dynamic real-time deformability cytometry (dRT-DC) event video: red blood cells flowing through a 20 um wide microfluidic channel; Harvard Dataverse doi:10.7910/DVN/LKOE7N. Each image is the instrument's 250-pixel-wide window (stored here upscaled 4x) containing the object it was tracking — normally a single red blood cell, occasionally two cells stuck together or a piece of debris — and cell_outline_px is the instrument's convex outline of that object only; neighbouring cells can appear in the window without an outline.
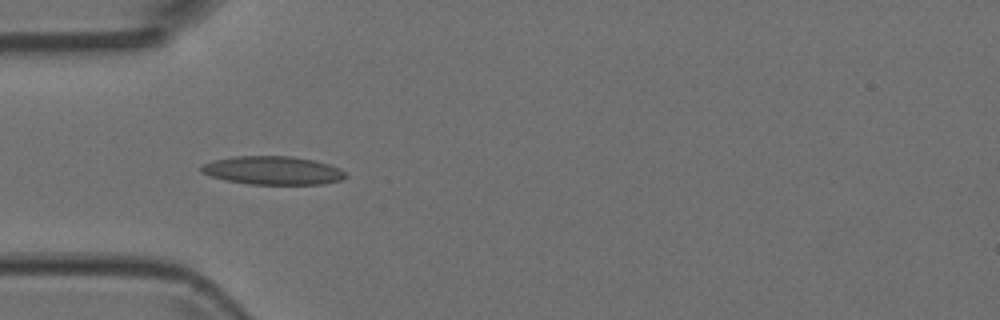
{"species": "Egyptian fruit bat (a non-hibernating species)", "species_latin": "Rousettus aegyptiacus", "temperature_condition": "room temperature", "stored_images_in_passage": 5, "camera_frame_rate_fps": 3000, "um_per_image_px": 0.085, "animal": {"sex": "female"}, "frame": {"image": 1, "passage_image": 4, "time_ms": 1.0, "image_size_px": [1000, 320], "cell_outline_px": [[348, 176], [340, 180], [324, 184], [252, 184], [224, 180], [200, 172], [200, 168], [204, 164], [212, 160], [236, 156], [292, 156], [316, 160], [340, 168]], "centroid_in_image_um": [23.2, 14.48], "position_along_channel_um": 61.8, "area_um2": 23.93}}
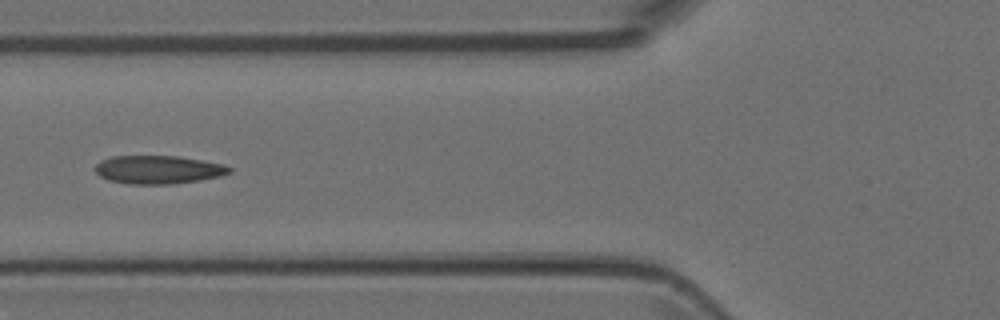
{"frame": {"image": 2, "passage_image": 5, "time_ms": 1.333, "image_size_px": [1000, 320], "cell_outline_px": [[232, 172], [220, 176], [200, 180], [172, 184], [128, 184], [108, 180], [100, 176], [92, 168], [100, 160], [112, 156], [180, 156], [220, 164], [232, 168]], "centroid_in_image_um": [13.4, 14.42], "position_along_channel_um": 112.4, "area_um2": 22.2}}